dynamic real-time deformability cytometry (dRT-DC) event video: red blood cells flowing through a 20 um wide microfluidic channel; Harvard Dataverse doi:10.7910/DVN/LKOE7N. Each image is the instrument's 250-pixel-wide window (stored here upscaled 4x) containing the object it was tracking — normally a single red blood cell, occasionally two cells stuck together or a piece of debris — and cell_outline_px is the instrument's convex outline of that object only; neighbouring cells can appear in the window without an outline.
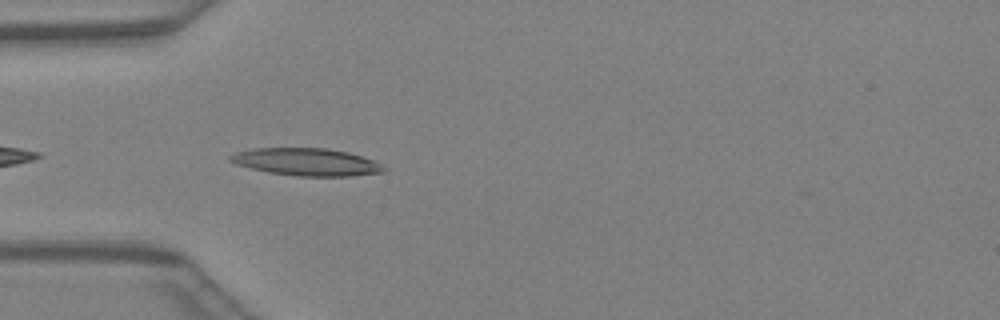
{"species": "Egyptian fruit bat (a non-hibernating species)", "species_latin": "Rousettus aegyptiacus", "temperature_condition": "warm", "stored_images_in_passage": 8, "camera_frame_rate_fps": 3000, "um_per_image_px": 0.085, "animal": {"sex": "female"}, "frame": {"image": 1, "passage_image": 2, "time_ms": 0.333, "image_size_px": [1000, 320], "cell_outline_px": [[388, 168], [384, 172], [348, 176], [296, 176], [268, 172], [236, 164], [228, 160], [228, 156], [236, 152], [252, 148], [328, 148], [348, 152], [372, 160]], "centroid_in_image_um": [26.04, 13.76], "position_along_channel_um": 59.0, "area_um2": 24.51}}
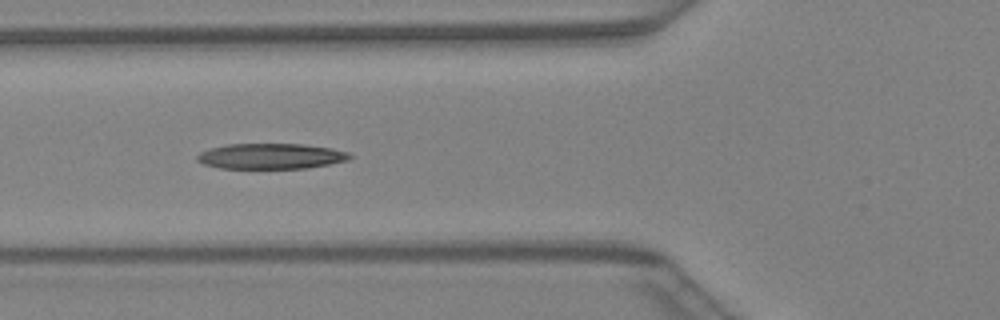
{"frame": {"image": 2, "passage_image": 5, "time_ms": 1.333, "image_size_px": [1000, 320], "cell_outline_px": [[352, 156], [348, 160], [308, 168], [220, 168], [204, 164], [196, 160], [196, 156], [200, 152], [212, 148], [228, 144], [304, 144], [332, 148], [348, 152]], "centroid_in_image_um": [23.03, 13.27], "position_along_channel_um": 102.8, "area_um2": 22.6}}